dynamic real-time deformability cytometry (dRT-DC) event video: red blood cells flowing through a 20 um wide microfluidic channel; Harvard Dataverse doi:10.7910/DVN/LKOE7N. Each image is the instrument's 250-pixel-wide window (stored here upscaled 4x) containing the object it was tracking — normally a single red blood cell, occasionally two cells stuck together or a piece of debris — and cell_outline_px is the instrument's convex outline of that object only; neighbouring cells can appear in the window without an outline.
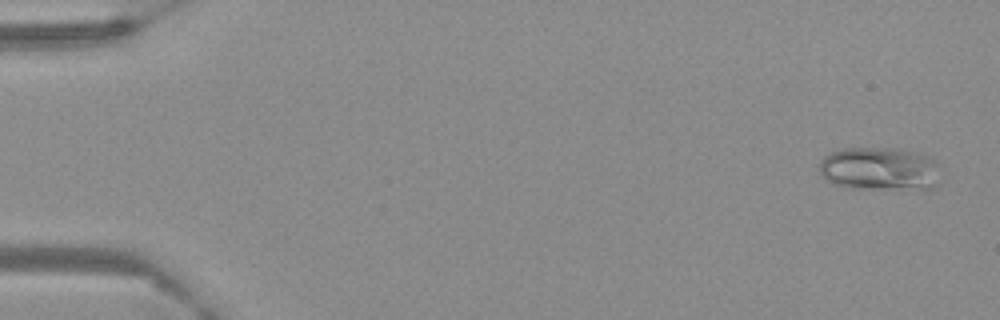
{"species": "Egyptian fruit bat (a non-hibernating species)", "species_latin": "Rousettus aegyptiacus", "temperature_condition": "warm", "stored_images_in_passage": 62, "camera_frame_rate_fps": 3000, "um_per_image_px": 0.085, "frame": {"image": 1, "passage_image": 3, "time_ms": 0.667, "image_size_px": [1000, 320], "cell_outline_px": [[940, 184], [932, 188], [848, 188], [832, 184], [820, 172], [820, 160], [824, 156], [832, 152], [844, 148], [896, 148], [916, 152], [928, 156], [936, 164]], "centroid_in_image_um": [74.75, 14.34], "position_along_channel_um": 10.2, "area_um2": 30.4}}
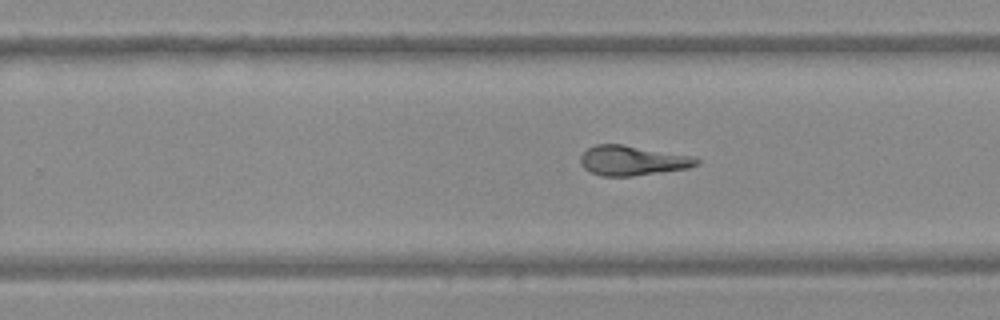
{"frame": {"image": 2, "passage_image": 40, "time_ms": 13.0, "image_size_px": [1000, 320], "cell_outline_px": [[700, 164], [688, 168], [632, 176], [600, 176], [584, 168], [580, 164], [580, 156], [588, 148], [596, 144], [620, 144], [692, 156], [700, 160]], "centroid_in_image_um": [53.74, 13.65], "position_along_channel_um": 276.1, "area_um2": 20.0}}
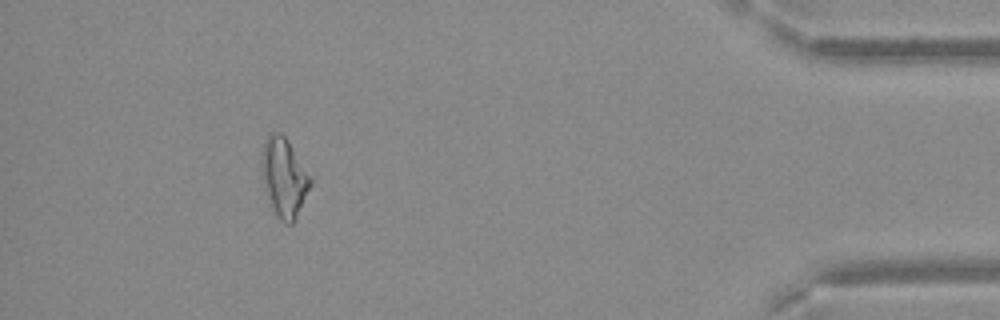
{"frame": {"image": 3, "passage_image": 57, "time_ms": 18.667, "image_size_px": [1000, 320], "cell_outline_px": [[312, 184], [292, 224], [284, 224], [276, 216], [272, 208], [264, 188], [260, 168], [264, 140], [268, 132], [280, 132], [288, 140], [312, 176]], "centroid_in_image_um": [24.13, 15.05], "position_along_channel_um": 411.1, "area_um2": 22.77}}